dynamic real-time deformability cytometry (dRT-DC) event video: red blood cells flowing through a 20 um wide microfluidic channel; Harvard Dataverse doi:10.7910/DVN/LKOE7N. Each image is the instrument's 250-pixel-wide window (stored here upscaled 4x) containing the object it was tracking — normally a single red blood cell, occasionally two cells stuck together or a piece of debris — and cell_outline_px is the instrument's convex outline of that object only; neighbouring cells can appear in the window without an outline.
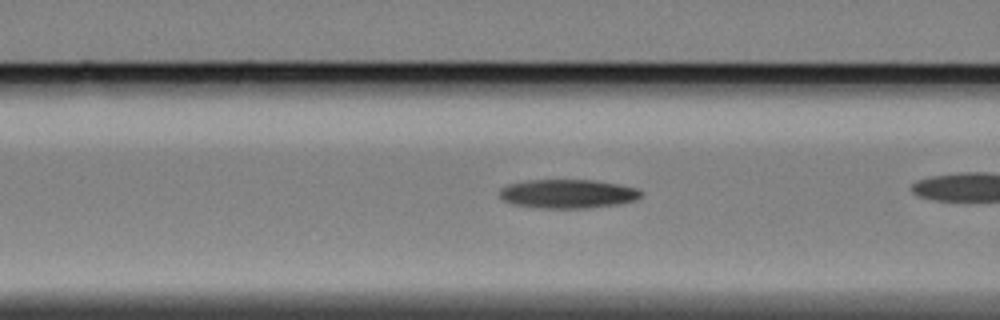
{"species": "Egyptian fruit bat (a non-hibernating species)", "species_latin": "Rousettus aegyptiacus", "temperature_condition": "cold", "stored_images_in_passage": 47, "camera_frame_rate_fps": 3000, "um_per_image_px": 0.085, "animal": {"sex": "female"}, "frame": {"image": 1, "passage_image": 12, "time_ms": 3.667, "image_size_px": [1000, 320], "cell_outline_px": [[644, 192], [636, 200], [620, 204], [588, 208], [536, 208], [512, 204], [504, 200], [500, 196], [500, 188], [508, 184], [528, 180], [596, 180], [636, 188]], "centroid_in_image_um": [48.26, 16.48], "position_along_channel_um": 118.3, "area_um2": 23.93}}